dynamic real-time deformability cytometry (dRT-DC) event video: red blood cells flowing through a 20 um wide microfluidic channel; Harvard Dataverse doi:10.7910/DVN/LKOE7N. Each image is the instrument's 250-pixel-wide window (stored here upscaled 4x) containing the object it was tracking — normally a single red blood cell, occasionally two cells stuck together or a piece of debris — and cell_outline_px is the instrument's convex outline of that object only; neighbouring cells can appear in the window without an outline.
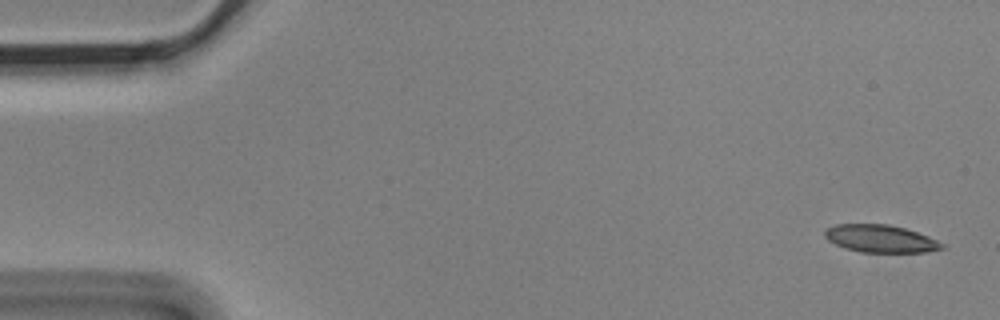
{"species": "Egyptian fruit bat (a non-hibernating species)", "species_latin": "Rousettus aegyptiacus", "temperature_condition": "cold", "stored_images_in_passage": 4, "camera_frame_rate_fps": 3000, "um_per_image_px": 0.085, "animal": {"sex": "male"}, "frame": {"image": 1, "passage_image": 1, "time_ms": 0.0, "image_size_px": [1000, 320], "cell_outline_px": [[944, 248], [928, 252], [860, 252], [844, 248], [828, 240], [824, 236], [824, 232], [828, 228], [836, 224], [888, 224], [904, 228], [928, 236], [944, 244]], "centroid_in_image_um": [74.83, 20.29], "position_along_channel_um": 10.2, "area_um2": 18.73}}
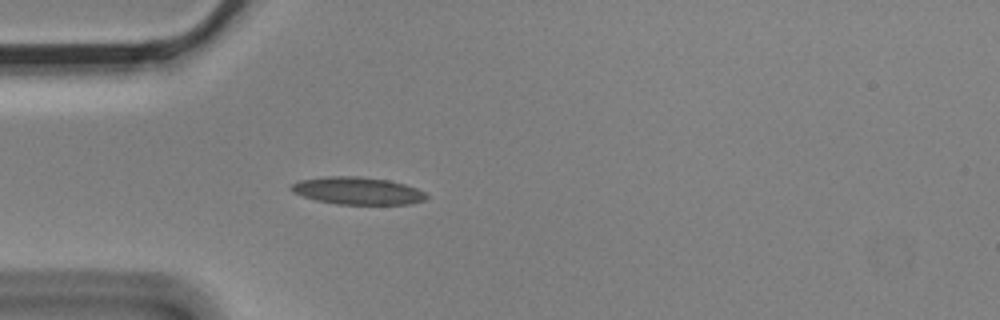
{"frame": {"image": 2, "passage_image": 4, "time_ms": 1.0, "image_size_px": [1000, 320], "cell_outline_px": [[428, 196], [424, 200], [408, 204], [336, 204], [316, 200], [292, 192], [288, 188], [292, 184], [300, 180], [328, 176], [360, 176], [388, 180], [404, 184], [416, 188], [424, 192]], "centroid_in_image_um": [30.37, 16.21], "position_along_channel_um": 54.6, "area_um2": 21.5}}